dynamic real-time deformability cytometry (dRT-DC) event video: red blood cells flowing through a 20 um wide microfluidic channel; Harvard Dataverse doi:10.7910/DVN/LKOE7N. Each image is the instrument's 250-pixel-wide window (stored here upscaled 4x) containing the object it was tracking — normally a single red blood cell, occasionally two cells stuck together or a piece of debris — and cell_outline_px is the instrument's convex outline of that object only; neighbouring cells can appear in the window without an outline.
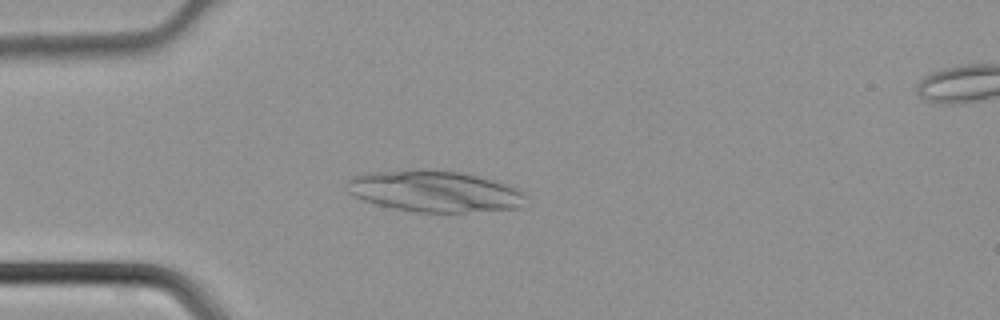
{"species": "common noctule bat (a hibernating species)", "species_latin": "Nyctalus noctula", "temperature_condition": "cold", "stored_images_in_passage": 40, "camera_frame_rate_fps": 3000, "um_per_image_px": 0.085, "animal": {"sex": "male", "body_mass_g": 21.5, "forearm_length_mm": 52.0}, "frame": {"image": 1, "passage_image": 11, "time_ms": 3.333, "image_size_px": [1000, 320], "cell_outline_px": [[528, 196], [520, 208], [464, 212], [416, 212], [376, 204], [364, 200], [348, 192], [348, 180], [352, 176], [368, 172], [460, 172], [492, 180], [516, 188], [524, 192]], "centroid_in_image_um": [36.98, 16.3], "position_along_channel_um": 48.0, "area_um2": 41.67}}
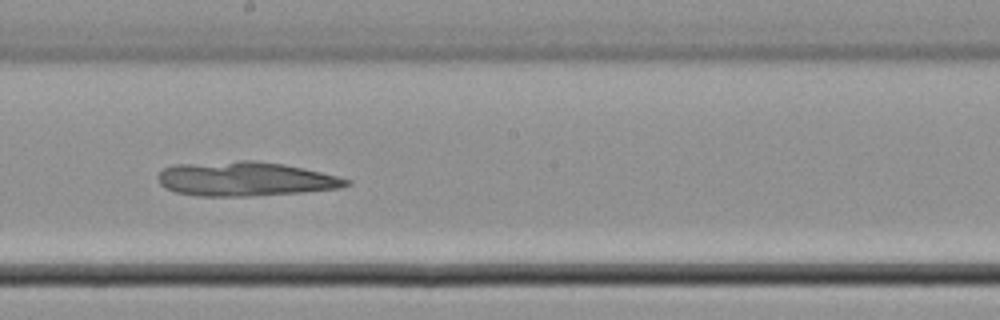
{"frame": {"image": 2, "passage_image": 24, "time_ms": 7.667, "image_size_px": [1000, 320], "cell_outline_px": [[352, 184], [340, 188], [300, 192], [248, 196], [196, 196], [176, 192], [160, 184], [156, 176], [164, 168], [176, 164], [240, 160], [256, 160], [284, 164], [304, 168], [352, 180]], "centroid_in_image_um": [20.84, 15.2], "position_along_channel_um": 227.4, "area_um2": 37.69}}
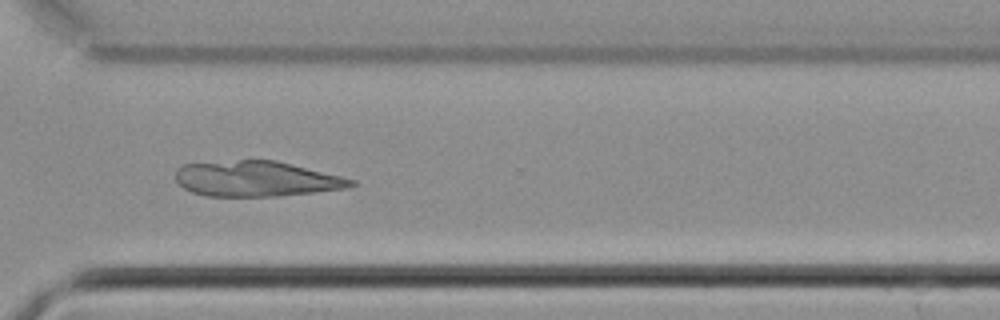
{"frame": {"image": 3, "passage_image": 32, "time_ms": 10.333, "image_size_px": [1000, 320], "cell_outline_px": [[356, 184], [352, 188], [276, 196], [204, 196], [192, 192], [184, 188], [176, 180], [176, 172], [184, 164], [240, 160], [276, 160], [356, 180]], "centroid_in_image_um": [21.82, 15.2], "position_along_channel_um": 348.8, "area_um2": 36.07}}